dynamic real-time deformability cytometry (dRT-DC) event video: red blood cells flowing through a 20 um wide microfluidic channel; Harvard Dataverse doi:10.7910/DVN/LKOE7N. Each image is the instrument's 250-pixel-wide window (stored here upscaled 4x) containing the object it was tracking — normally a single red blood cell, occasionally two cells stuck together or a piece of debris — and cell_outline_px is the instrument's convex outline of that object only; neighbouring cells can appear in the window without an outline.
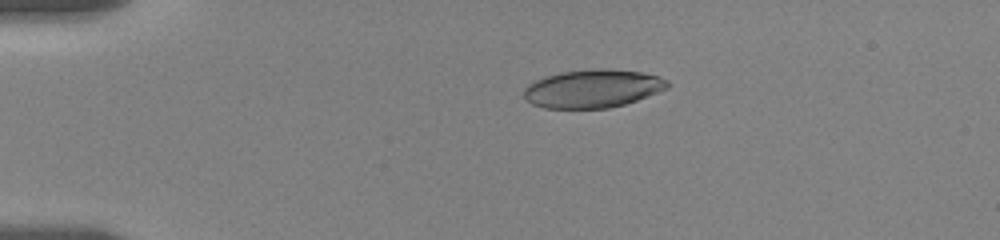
{"species": "human", "species_latin": "Homo sapiens", "temperature_condition": "room temperature", "stored_images_in_passage": 46, "camera_frame_rate_fps": 3000, "um_per_image_px": 0.085, "donor": {"sex": "female"}, "frame": {"image": 1, "passage_image": 1, "time_ms": 0.0, "image_size_px": [1000, 240], "cell_outline_px": [[672, 84], [668, 88], [636, 100], [624, 104], [608, 108], [544, 108], [532, 104], [524, 96], [524, 88], [528, 84], [544, 76], [560, 72], [600, 68], [608, 68], [640, 72], [656, 76], [668, 80]], "centroid_in_image_um": [50.38, 7.52], "position_along_channel_um": 34.6, "area_um2": 31.91}}
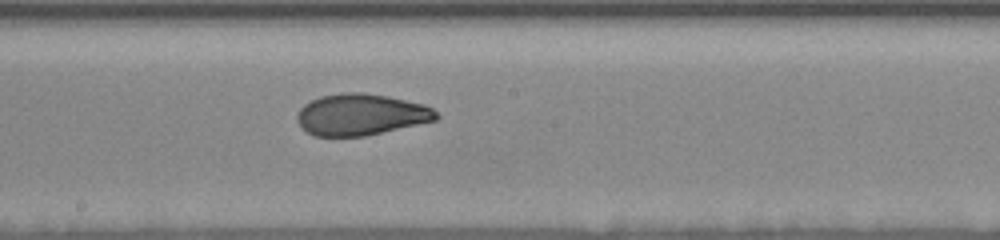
{"frame": {"image": 2, "passage_image": 21, "time_ms": 6.667, "image_size_px": [1000, 240], "cell_outline_px": [[440, 116], [436, 120], [364, 136], [316, 136], [308, 132], [296, 120], [296, 116], [300, 108], [304, 104], [320, 96], [344, 92], [360, 92], [388, 96], [424, 104], [432, 108]], "centroid_in_image_um": [30.68, 9.73], "position_along_channel_um": 217.5, "area_um2": 33.41}}
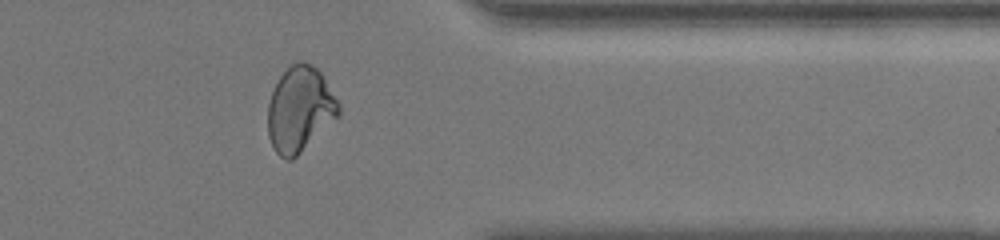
{"frame": {"image": 3, "passage_image": 36, "time_ms": 11.667, "image_size_px": [1000, 240], "cell_outline_px": [[340, 116], [292, 160], [284, 160], [276, 152], [268, 136], [268, 104], [272, 92], [280, 76], [292, 64], [300, 60], [304, 60], [316, 68], [320, 72], [340, 104]], "centroid_in_image_um": [25.5, 9.3], "position_along_channel_um": 385.9, "area_um2": 35.08}, "authors_computed_cell_mechanics": {"area_um2": 33.6107, "velocity_mm_per_s": 3.5239, "shape_relaxation_time_tau1_ms": 8.3497, "shape_relaxation_time_tau2_ms": 1.4631, "deformation_change_tau1": 0.2159, "deformation_change_tau2": 0.0735}}